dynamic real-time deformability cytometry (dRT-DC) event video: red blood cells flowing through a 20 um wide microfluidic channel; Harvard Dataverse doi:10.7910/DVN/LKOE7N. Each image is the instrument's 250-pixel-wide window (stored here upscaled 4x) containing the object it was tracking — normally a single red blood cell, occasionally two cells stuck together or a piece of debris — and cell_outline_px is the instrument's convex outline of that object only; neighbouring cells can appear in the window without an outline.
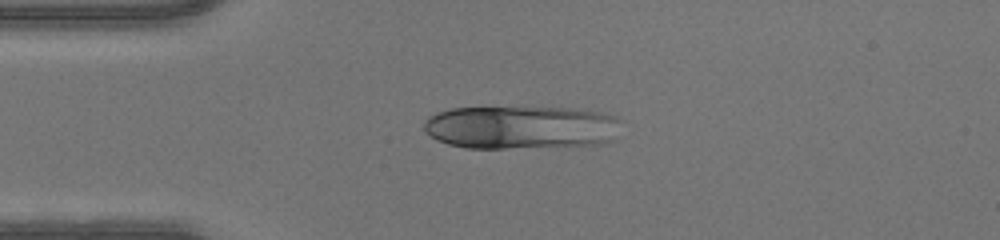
{"species": "human", "species_latin": "Homo sapiens", "temperature_condition": "warm", "stored_images_in_passage": 37, "camera_frame_rate_fps": 3000, "um_per_image_px": 0.085, "donor": {"sex": "male"}, "frame": {"image": 1, "passage_image": 1, "time_ms": 0.0, "image_size_px": [1000, 240], "cell_outline_px": [[616, 140], [600, 144], [504, 148], [468, 148], [448, 144], [436, 140], [424, 128], [424, 120], [428, 116], [436, 112], [452, 108], [576, 108], [604, 112], [612, 116], [616, 120]], "centroid_in_image_um": [44.25, 10.82], "position_along_channel_um": 40.7, "area_um2": 49.48}}
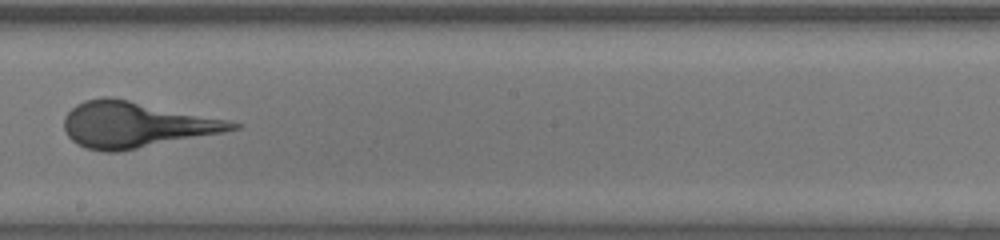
{"frame": {"image": 2, "passage_image": 16, "time_ms": 5.0, "image_size_px": [1000, 240], "cell_outline_px": [[244, 124], [240, 128], [224, 132], [116, 152], [104, 152], [88, 148], [76, 144], [68, 136], [64, 128], [64, 116], [76, 104], [84, 100], [104, 96], [112, 96], [228, 120]], "centroid_in_image_um": [11.52, 10.58], "position_along_channel_um": 236.7, "area_um2": 44.8}}
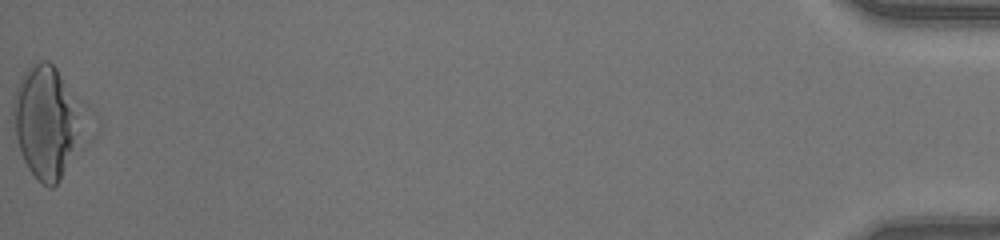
{"frame": {"image": 3, "passage_image": 37, "time_ms": 12.0, "image_size_px": [1000, 240], "cell_outline_px": [[100, 128], [96, 136], [60, 180], [52, 188], [48, 188], [28, 168], [20, 152], [16, 136], [12, 112], [12, 104], [16, 88], [20, 76], [28, 68], [40, 60], [48, 60], [56, 68], [100, 120]], "centroid_in_image_um": [4.33, 10.41], "position_along_channel_um": 430.9, "area_um2": 51.79}}